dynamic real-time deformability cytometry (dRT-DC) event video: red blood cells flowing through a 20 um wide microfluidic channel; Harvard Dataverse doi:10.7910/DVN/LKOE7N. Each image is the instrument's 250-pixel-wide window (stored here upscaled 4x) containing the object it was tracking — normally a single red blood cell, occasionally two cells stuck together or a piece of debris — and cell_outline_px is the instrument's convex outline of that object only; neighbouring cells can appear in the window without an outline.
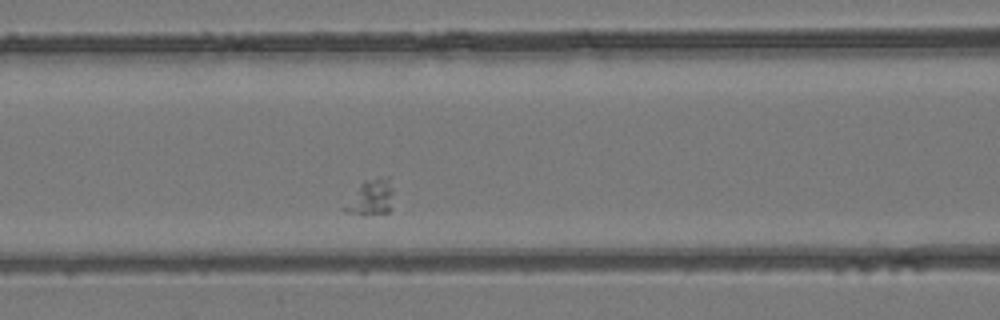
{"species": "common noctule bat (a hibernating species)", "species_latin": "Nyctalus noctula", "temperature_condition": "room temperature", "stored_images_in_passage": 20, "camera_frame_rate_fps": 3000, "um_per_image_px": 0.085, "animal": {"sex": "female", "body_mass_g": 24.6, "forearm_length_mm": 56.2}, "frame": {"image": 1, "passage_image": 9, "time_ms": 2.667, "image_size_px": [1000, 320], "cell_outline_px": [[392, 192], [388, 212], [364, 216], [344, 212], [340, 208], [360, 184], [364, 180], [380, 176], [388, 176]], "centroid_in_image_um": [31.44, 16.8], "position_along_channel_um": 135.2, "area_um2": 10.29}}
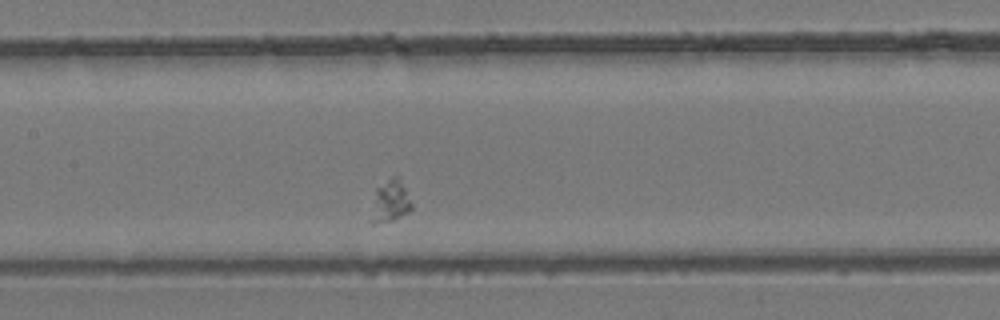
{"frame": {"image": 2, "passage_image": 12, "time_ms": 3.667, "image_size_px": [1000, 320], "cell_outline_px": [[412, 208], [408, 212], [392, 220], [372, 224], [368, 224], [368, 220], [376, 188], [396, 172], [400, 176], [412, 204]], "centroid_in_image_um": [33.13, 17.08], "position_along_channel_um": 174.3, "area_um2": 10.29}}